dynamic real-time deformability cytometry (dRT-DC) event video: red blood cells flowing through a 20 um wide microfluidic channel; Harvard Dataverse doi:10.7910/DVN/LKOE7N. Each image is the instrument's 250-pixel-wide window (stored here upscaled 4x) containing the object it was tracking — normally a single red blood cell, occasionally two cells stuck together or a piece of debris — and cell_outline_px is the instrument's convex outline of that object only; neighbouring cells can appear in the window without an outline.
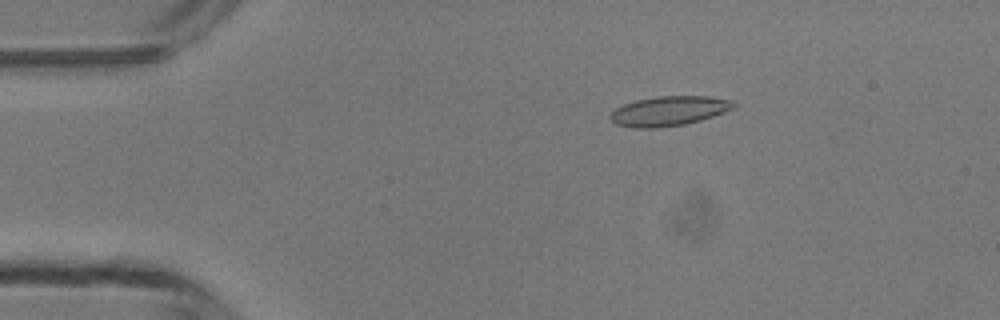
{"species": "common noctule bat (a hibernating species)", "species_latin": "Nyctalus noctula", "temperature_condition": "room temperature", "stored_images_in_passage": 40, "camera_frame_rate_fps": 3000, "um_per_image_px": 0.085, "animal": {"sex": "male", "body_mass_g": 13.3}, "frame": {"image": 1, "passage_image": 1, "time_ms": 0.0, "image_size_px": [1000, 320], "cell_outline_px": [[736, 104], [732, 108], [724, 112], [700, 120], [684, 124], [656, 128], [636, 128], [616, 124], [608, 116], [616, 108], [624, 104], [636, 100], [656, 96], [708, 96], [732, 100]], "centroid_in_image_um": [56.84, 9.43], "position_along_channel_um": 28.2, "area_um2": 21.15}}
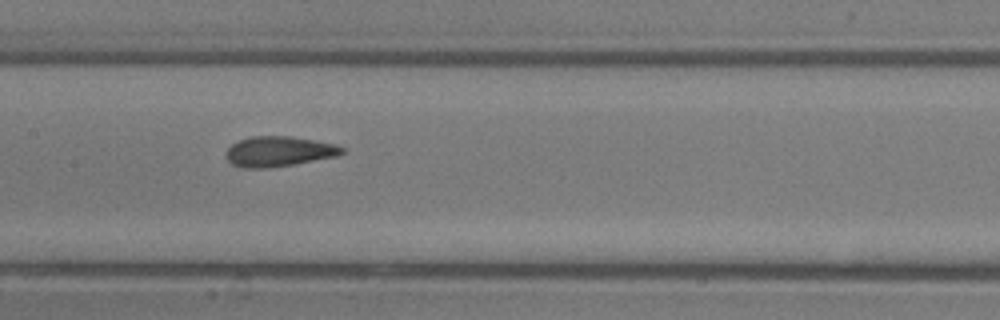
{"frame": {"image": 2, "passage_image": 16, "time_ms": 5.0, "image_size_px": [1000, 320], "cell_outline_px": [[344, 152], [336, 156], [292, 164], [268, 168], [244, 168], [232, 164], [228, 160], [228, 148], [232, 144], [240, 140], [252, 136], [292, 136], [336, 144], [344, 148]], "centroid_in_image_um": [23.72, 12.86], "position_along_channel_um": 183.7, "area_um2": 20.11}}
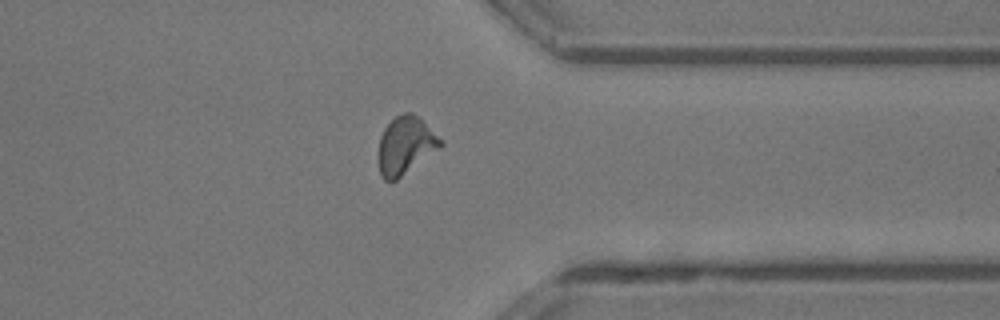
{"frame": {"image": 3, "passage_image": 30, "time_ms": 9.667, "image_size_px": [1000, 320], "cell_outline_px": [[444, 144], [440, 148], [396, 180], [384, 180], [380, 172], [380, 136], [384, 128], [396, 116], [404, 112], [412, 112], [444, 140]], "centroid_in_image_um": [34.51, 12.34], "position_along_channel_um": 376.9, "area_um2": 20.46}, "authors_computed_cell_mechanics": {"area_um2": 20.0566, "velocity_mm_per_s": 4.2792, "shape_relaxation_time_tau1_ms": 5.5166, "shape_relaxation_time_tau2_ms": 1.2589, "deformation_change_tau1": 0.1429, "deformation_change_tau2": 0.0666}}